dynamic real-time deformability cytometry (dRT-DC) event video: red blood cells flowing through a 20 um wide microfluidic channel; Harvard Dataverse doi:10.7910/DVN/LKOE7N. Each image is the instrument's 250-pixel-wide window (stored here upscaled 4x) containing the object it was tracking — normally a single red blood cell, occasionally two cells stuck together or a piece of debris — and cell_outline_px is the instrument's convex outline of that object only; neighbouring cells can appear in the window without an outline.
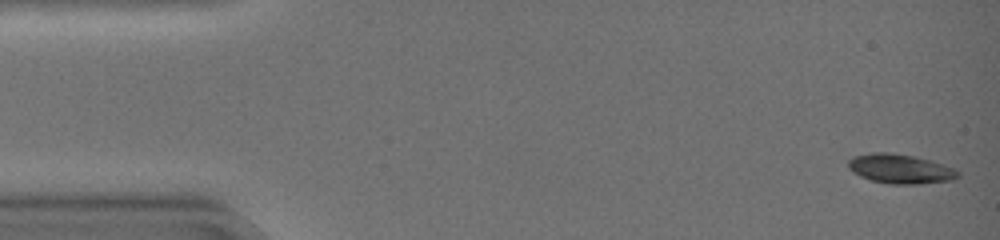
{"species": "common noctule bat (a hibernating species)", "species_latin": "Nyctalus noctula", "temperature_condition": "warm", "stored_images_in_passage": 45, "camera_frame_rate_fps": 3000, "um_per_image_px": 0.085, "animal": {"sex": "female", "body_mass_g": 19.0, "forearm_length_mm": 51.5}, "frame": {"image": 1, "passage_image": 1, "time_ms": 0.0, "image_size_px": [1000, 240], "cell_outline_px": [[960, 176], [956, 180], [920, 184], [888, 184], [872, 180], [860, 176], [852, 172], [848, 168], [848, 160], [852, 156], [872, 152], [892, 152], [932, 160], [956, 168], [960, 172]], "centroid_in_image_um": [76.56, 14.35], "position_along_channel_um": 8.4, "area_um2": 19.25}}
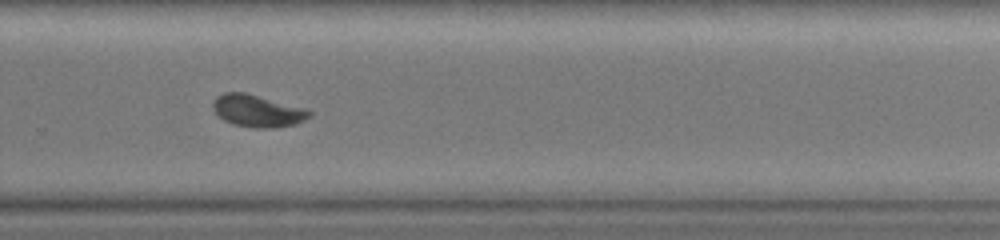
{"frame": {"image": 2, "passage_image": 31, "time_ms": 10.0, "image_size_px": [1000, 240], "cell_outline_px": [[312, 116], [296, 124], [272, 128], [256, 128], [232, 124], [224, 120], [212, 108], [212, 100], [216, 96], [224, 92], [244, 92], [304, 108], [312, 112]], "centroid_in_image_um": [21.86, 9.42], "position_along_channel_um": 307.9, "area_um2": 18.03}}
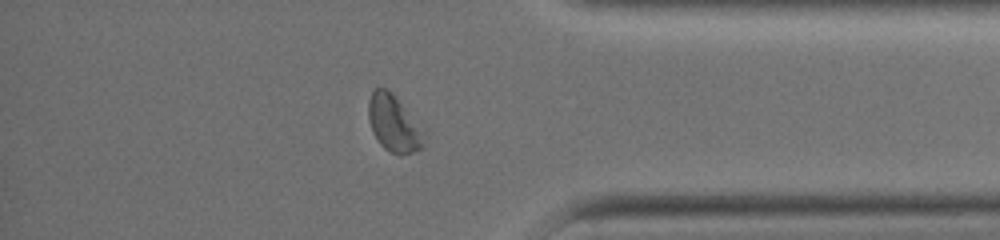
{"frame": {"image": 3, "passage_image": 38, "time_ms": 12.333, "image_size_px": [1000, 240], "cell_outline_px": [[428, 132], [424, 148], [400, 156], [384, 148], [380, 144], [372, 132], [368, 120], [368, 100], [372, 92], [376, 88], [388, 88], [392, 92]], "centroid_in_image_um": [33.53, 10.51], "position_along_channel_um": 401.7, "area_um2": 19.07}, "authors_computed_cell_mechanics": {"area_um2": 18.6116, "velocity_mm_per_s": 4.2935, "shape_relaxation_time_tau1_ms": 3.6094, "shape_relaxation_time_tau2_ms": 1.4547, "deformation_change_tau1": 0.1721, "deformation_change_tau2": 0.047}}